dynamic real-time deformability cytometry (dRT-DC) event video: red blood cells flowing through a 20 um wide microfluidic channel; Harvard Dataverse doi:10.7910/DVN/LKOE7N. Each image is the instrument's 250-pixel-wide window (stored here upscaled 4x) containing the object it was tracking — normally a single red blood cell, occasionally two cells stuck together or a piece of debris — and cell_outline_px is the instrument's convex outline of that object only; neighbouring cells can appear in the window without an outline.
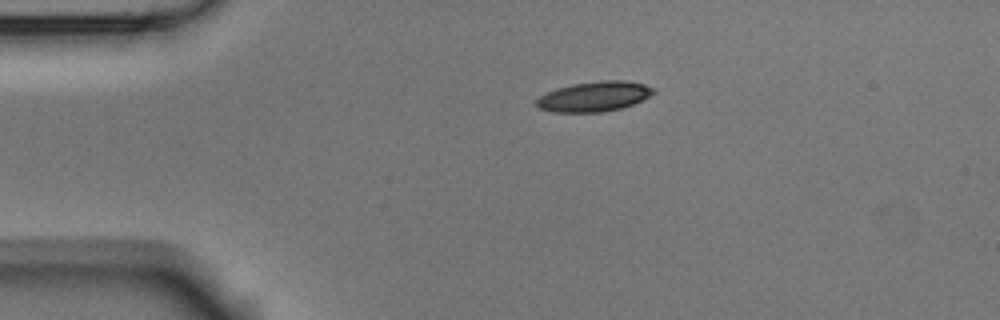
{"species": "Egyptian fruit bat (a non-hibernating species)", "species_latin": "Rousettus aegyptiacus", "temperature_condition": "room temperature", "stored_images_in_passage": 2, "camera_frame_rate_fps": 3000, "um_per_image_px": 0.085, "animal": {"sex": "male"}, "frame": {"image": 1, "passage_image": 1, "time_ms": 0.0, "image_size_px": [1000, 320], "cell_outline_px": [[656, 92], [632, 104], [620, 108], [600, 112], [552, 112], [540, 108], [536, 104], [536, 100], [540, 96], [556, 88], [572, 84], [600, 80], [620, 80], [644, 84], [656, 88]], "centroid_in_image_um": [50.5, 8.19], "position_along_channel_um": 34.5, "area_um2": 20.29}}